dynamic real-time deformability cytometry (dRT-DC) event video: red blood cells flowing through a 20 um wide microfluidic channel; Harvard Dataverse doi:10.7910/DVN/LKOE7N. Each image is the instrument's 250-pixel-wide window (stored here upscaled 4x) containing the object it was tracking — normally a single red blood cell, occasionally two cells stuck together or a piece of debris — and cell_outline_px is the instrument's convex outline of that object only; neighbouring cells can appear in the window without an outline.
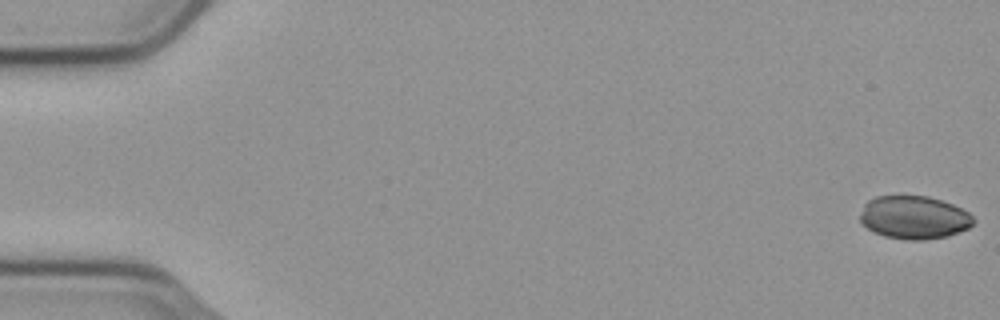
{"species": "common noctule bat (a hibernating species)", "species_latin": "Nyctalus noctula", "temperature_condition": "cold", "stored_images_in_passage": 55, "camera_frame_rate_fps": 3000, "um_per_image_px": 0.085, "animal": {"sex": "male", "body_mass_g": 23.1, "forearm_length_mm": 52.7}, "frame": {"image": 1, "passage_image": 1, "time_ms": 0.0, "image_size_px": [1000, 320], "cell_outline_px": [[976, 220], [968, 228], [948, 236], [924, 240], [904, 240], [884, 236], [868, 228], [860, 220], [860, 212], [864, 204], [868, 200], [876, 196], [928, 196], [952, 204], [968, 212]], "centroid_in_image_um": [77.69, 18.48], "position_along_channel_um": 7.3, "area_um2": 28.44}}
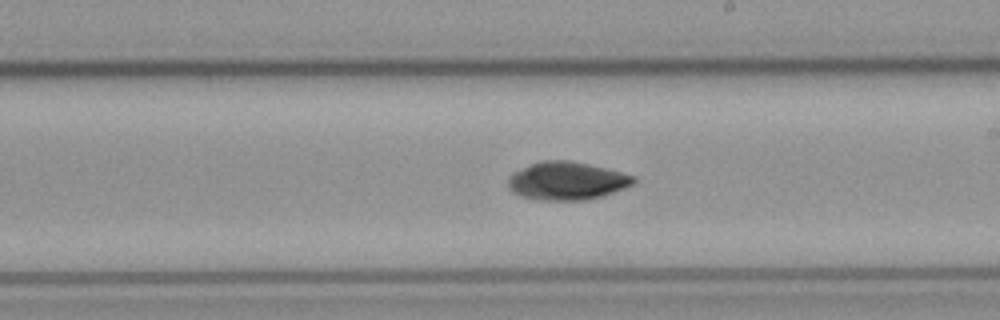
{"frame": {"image": 2, "passage_image": 32, "time_ms": 10.333, "image_size_px": [1000, 320], "cell_outline_px": [[636, 180], [632, 184], [624, 188], [604, 196], [584, 200], [536, 200], [520, 196], [512, 192], [508, 188], [508, 176], [512, 172], [540, 160], [572, 160], [636, 176]], "centroid_in_image_um": [48.14, 15.38], "position_along_channel_um": 240.9, "area_um2": 28.03}}
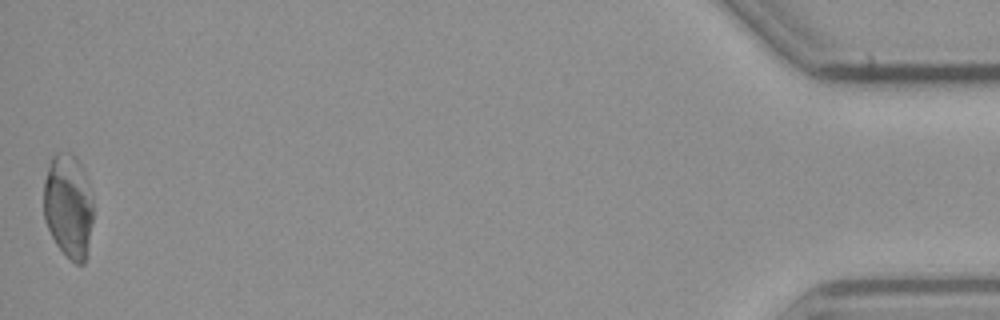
{"frame": {"image": 3, "passage_image": 55, "time_ms": 18.0, "image_size_px": [1000, 320], "cell_outline_px": [[92, 224], [84, 264], [76, 264], [56, 244], [44, 220], [44, 180], [52, 156], [56, 152], [68, 152], [80, 164], [88, 184], [92, 196]], "centroid_in_image_um": [5.8, 17.51], "position_along_channel_um": 429.4, "area_um2": 29.59}, "authors_computed_cell_mechanics": {"area_um2": 28.4376, "velocity_mm_per_s": 3.7617, "shape_relaxation_time_tau1_ms": null, "shape_relaxation_time_tau2_ms": 3.1262, "deformation_change_tau1": null, "deformation_change_tau2": 0.0429}}